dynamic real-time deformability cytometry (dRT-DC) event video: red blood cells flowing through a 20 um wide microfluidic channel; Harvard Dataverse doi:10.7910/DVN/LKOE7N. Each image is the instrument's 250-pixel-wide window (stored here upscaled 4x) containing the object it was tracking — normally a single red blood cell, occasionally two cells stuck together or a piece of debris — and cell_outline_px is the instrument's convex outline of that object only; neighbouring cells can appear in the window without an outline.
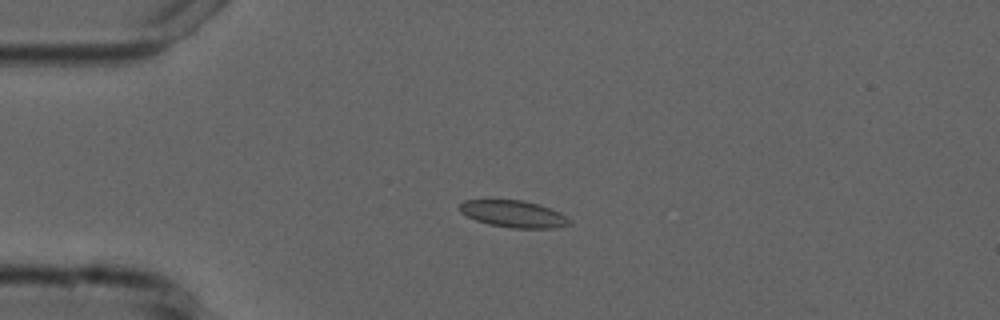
{"species": "common noctule bat (a hibernating species)", "species_latin": "Nyctalus noctula", "temperature_condition": "cold", "stored_images_in_passage": 3, "camera_frame_rate_fps": 3000, "um_per_image_px": 0.085, "animal": {"sex": "male", "forearm_length_mm": 52.5}, "frame": {"image": 1, "passage_image": 3, "time_ms": 2.667, "image_size_px": [1000, 320], "cell_outline_px": [[572, 224], [556, 228], [512, 228], [488, 224], [476, 220], [460, 212], [460, 204], [464, 200], [520, 200], [536, 204], [560, 212], [572, 220]], "centroid_in_image_um": [43.68, 18.2], "position_along_channel_um": 41.3, "area_um2": 17.11}}